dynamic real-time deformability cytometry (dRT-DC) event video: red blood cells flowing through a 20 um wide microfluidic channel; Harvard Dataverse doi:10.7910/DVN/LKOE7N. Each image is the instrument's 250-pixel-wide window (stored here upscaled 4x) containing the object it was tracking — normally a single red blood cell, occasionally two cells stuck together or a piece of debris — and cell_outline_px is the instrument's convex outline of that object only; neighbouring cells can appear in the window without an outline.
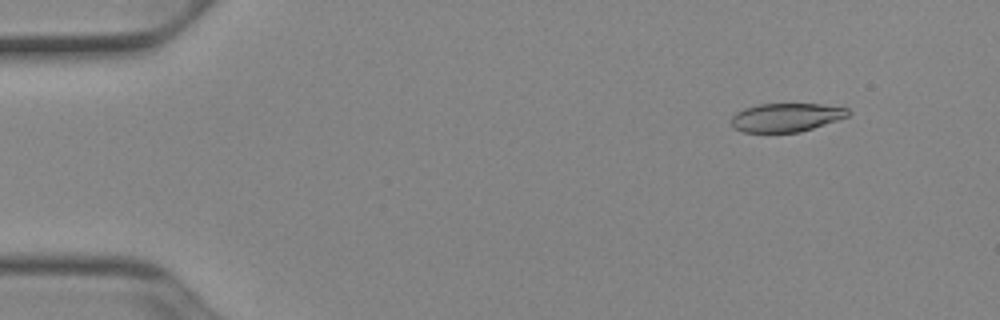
{"species": "Egyptian fruit bat (a non-hibernating species)", "species_latin": "Rousettus aegyptiacus", "temperature_condition": "cold", "stored_images_in_passage": 52, "camera_frame_rate_fps": 3000, "um_per_image_px": 0.085, "animal": {"sex": "female"}, "frame": {"image": 1, "passage_image": 6, "time_ms": 1.667, "image_size_px": [1000, 320], "cell_outline_px": [[852, 112], [848, 116], [800, 132], [744, 132], [732, 128], [732, 116], [736, 112], [744, 108], [760, 104], [820, 104], [848, 108]], "centroid_in_image_um": [66.81, 9.98], "position_along_channel_um": 18.2, "area_um2": 19.36}}
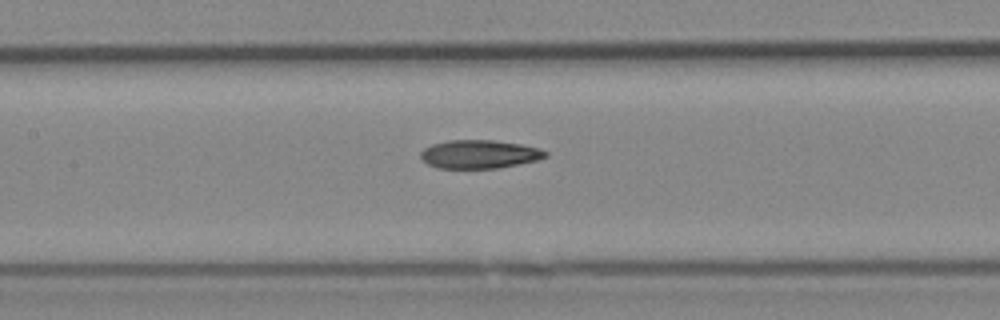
{"frame": {"image": 2, "passage_image": 25, "time_ms": 8.0, "image_size_px": [1000, 320], "cell_outline_px": [[548, 156], [536, 160], [496, 168], [436, 168], [420, 160], [420, 152], [424, 148], [432, 144], [448, 140], [492, 140], [520, 144], [540, 148], [548, 152]], "centroid_in_image_um": [40.7, 13.1], "position_along_channel_um": 166.7, "area_um2": 20.69}}
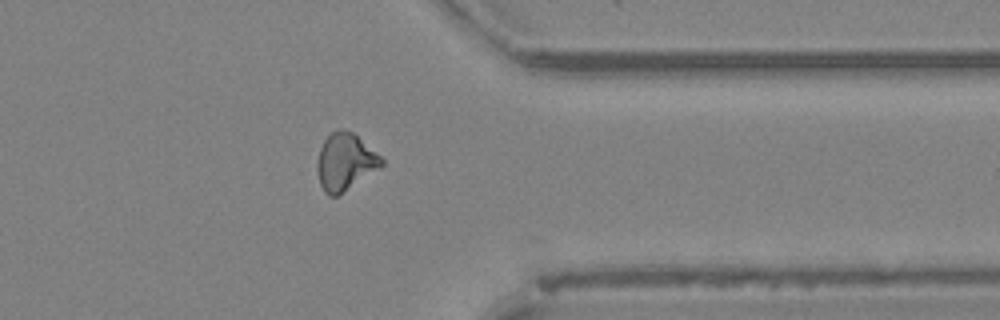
{"frame": {"image": 3, "passage_image": 42, "time_ms": 13.667, "image_size_px": [1000, 320], "cell_outline_px": [[384, 164], [336, 196], [328, 196], [324, 192], [320, 184], [316, 168], [316, 164], [320, 148], [324, 140], [332, 132], [352, 132], [380, 156], [384, 160]], "centroid_in_image_um": [29.3, 13.79], "position_along_channel_um": 382.1, "area_um2": 20.58}, "authors_computed_cell_mechanics": {"area_um2": 20.9525, "velocity_mm_per_s": 3.9355, "shape_relaxation_time_tau1_ms": null, "shape_relaxation_time_tau2_ms": 3.6025, "deformation_change_tau1": null, "deformation_change_tau2": 0.1076}}